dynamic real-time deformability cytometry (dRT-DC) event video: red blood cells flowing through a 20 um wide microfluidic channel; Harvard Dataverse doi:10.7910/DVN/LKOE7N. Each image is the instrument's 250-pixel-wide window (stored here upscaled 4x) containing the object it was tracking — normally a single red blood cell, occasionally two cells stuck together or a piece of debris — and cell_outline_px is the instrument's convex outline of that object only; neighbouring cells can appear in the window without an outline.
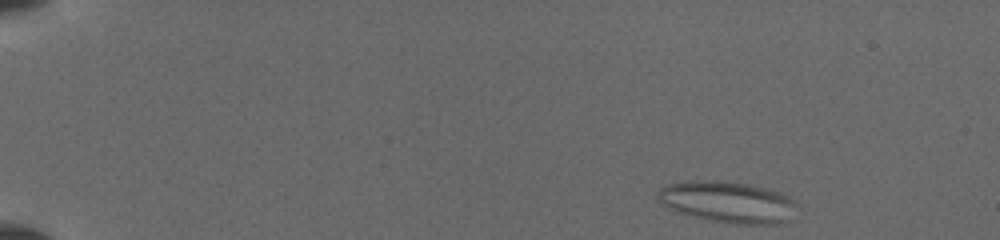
{"species": "common noctule bat (a hibernating species)", "species_latin": "Nyctalus noctula", "temperature_condition": "cold", "stored_images_in_passage": 36, "camera_frame_rate_fps": 3000, "um_per_image_px": 0.085, "animal": {"sex": "female", "body_mass_g": 19.5, "forearm_length_mm": 54.1}, "frame": {"image": 1, "passage_image": 1, "time_ms": 0.0, "image_size_px": [1000, 240], "cell_outline_px": [[800, 208], [788, 220], [776, 224], [736, 224], [712, 220], [676, 212], [668, 208], [656, 200], [656, 192], [660, 188], [668, 184], [696, 180], [708, 180], [748, 184], [780, 192], [796, 200]], "centroid_in_image_um": [61.88, 17.18], "position_along_channel_um": 23.1, "area_um2": 33.76}}
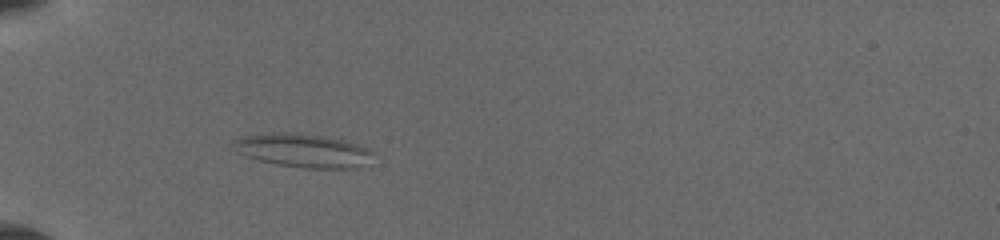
{"frame": {"image": 2, "passage_image": 24, "time_ms": 3.667, "image_size_px": [1000, 240], "cell_outline_px": [[372, 152], [352, 168], [304, 168], [276, 164], [260, 160], [236, 152], [232, 140], [240, 136], [272, 132], [288, 132], [324, 136], [344, 140], [368, 148]], "centroid_in_image_um": [25.6, 12.76], "position_along_channel_um": 59.4, "area_um2": 26.65}}